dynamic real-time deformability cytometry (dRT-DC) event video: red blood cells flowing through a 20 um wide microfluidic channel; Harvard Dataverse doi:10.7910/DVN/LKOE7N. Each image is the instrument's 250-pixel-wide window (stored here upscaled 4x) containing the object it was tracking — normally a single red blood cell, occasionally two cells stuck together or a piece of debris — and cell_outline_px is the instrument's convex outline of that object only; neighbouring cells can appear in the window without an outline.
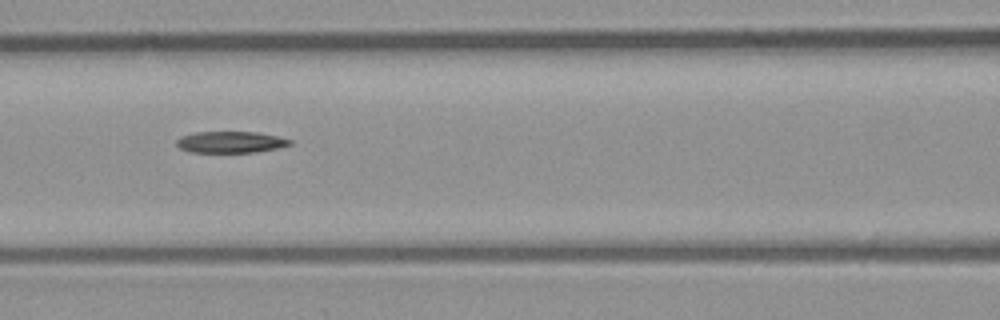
{"species": "common noctule bat (a hibernating species)", "species_latin": "Nyctalus noctula", "temperature_condition": "room temperature", "stored_images_in_passage": 8, "camera_frame_rate_fps": 3000, "um_per_image_px": 0.085, "animal": {"sex": "male", "body_mass_g": 23.1, "forearm_length_mm": 52.7}, "frame": {"image": 1, "passage_image": 6, "time_ms": 1.667, "image_size_px": [1000, 320], "cell_outline_px": [[292, 144], [280, 148], [256, 152], [192, 152], [180, 148], [176, 144], [176, 140], [184, 136], [196, 132], [256, 132], [276, 136], [292, 140]], "centroid_in_image_um": [19.64, 12.08], "position_along_channel_um": 147.0, "area_um2": 14.05}}
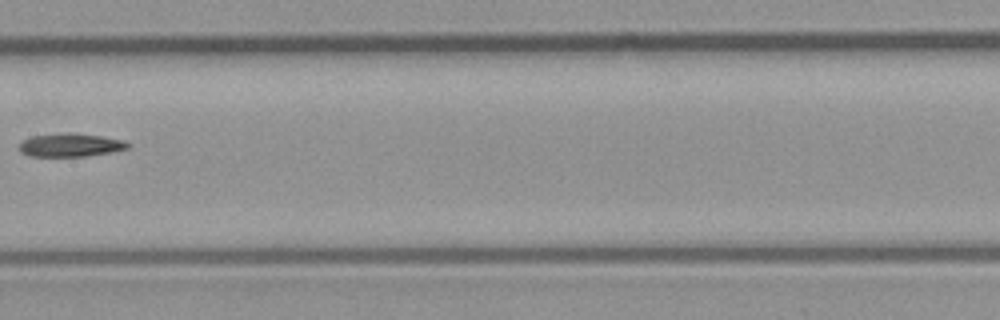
{"frame": {"image": 2, "passage_image": 7, "time_ms": 2.0, "image_size_px": [1000, 320], "cell_outline_px": [[132, 144], [128, 148], [112, 152], [84, 156], [28, 156], [20, 152], [20, 140], [32, 136], [100, 136], [124, 140]], "centroid_in_image_um": [6.0, 12.39], "position_along_channel_um": 201.4, "area_um2": 13.81}}
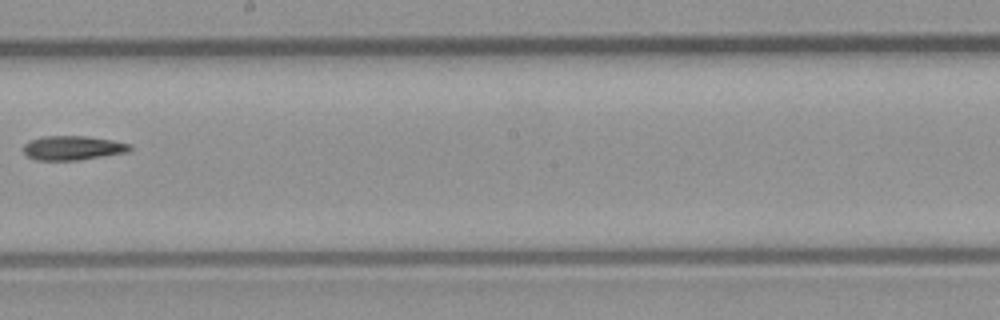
{"frame": {"image": 3, "passage_image": 8, "time_ms": 2.333, "image_size_px": [1000, 320], "cell_outline_px": [[132, 148], [128, 152], [76, 160], [36, 160], [28, 156], [24, 152], [24, 144], [28, 140], [44, 136], [88, 136], [112, 140], [132, 144]], "centroid_in_image_um": [6.19, 12.56], "position_along_channel_um": 242.0, "area_um2": 15.03}}